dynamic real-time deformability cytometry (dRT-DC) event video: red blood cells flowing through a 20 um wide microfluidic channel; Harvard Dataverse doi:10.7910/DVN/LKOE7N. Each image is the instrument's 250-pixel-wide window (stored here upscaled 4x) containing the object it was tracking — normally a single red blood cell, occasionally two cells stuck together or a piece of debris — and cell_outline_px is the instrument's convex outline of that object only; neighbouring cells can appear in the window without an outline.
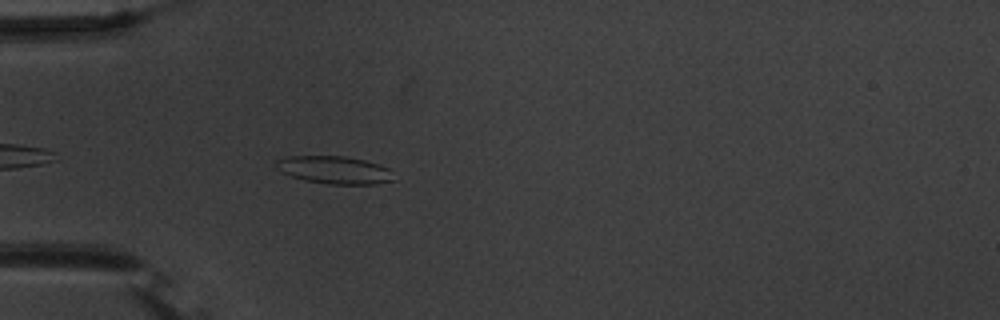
{"species": "common noctule bat (a hibernating species)", "species_latin": "Nyctalus noctula", "temperature_condition": "warm", "stored_images_in_passage": 15, "camera_frame_rate_fps": 3000, "um_per_image_px": 0.085, "animal": {"sex": "male", "body_mass_g": 20.1, "forearm_length_mm": 53.5}, "frame": {"image": 1, "passage_image": 5, "time_ms": 1.333, "image_size_px": [1000, 320], "cell_outline_px": [[396, 180], [376, 184], [328, 184], [304, 180], [280, 172], [272, 164], [276, 160], [288, 156], [344, 156], [364, 160], [388, 168]], "centroid_in_image_um": [28.38, 14.45], "position_along_channel_um": 56.6, "area_um2": 19.07}}
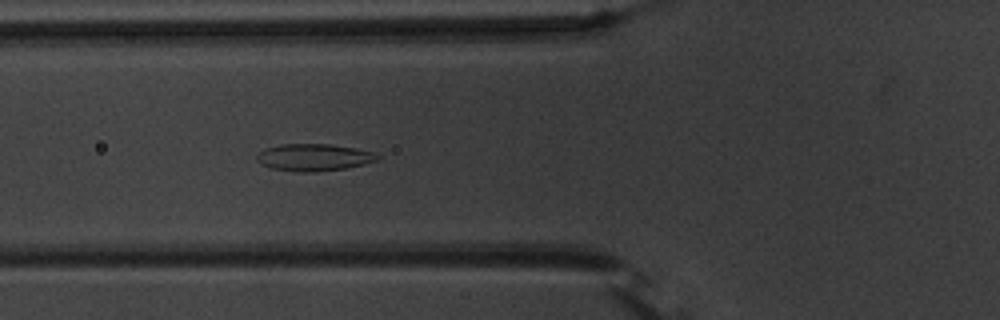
{"frame": {"image": 2, "passage_image": 9, "time_ms": 2.667, "image_size_px": [1000, 320], "cell_outline_px": [[380, 160], [364, 164], [344, 168], [316, 172], [300, 172], [272, 168], [260, 164], [256, 160], [256, 156], [264, 148], [280, 144], [328, 144], [356, 148], [376, 152], [380, 156]], "centroid_in_image_um": [26.7, 13.37], "position_along_channel_um": 99.1, "area_um2": 19.19}}